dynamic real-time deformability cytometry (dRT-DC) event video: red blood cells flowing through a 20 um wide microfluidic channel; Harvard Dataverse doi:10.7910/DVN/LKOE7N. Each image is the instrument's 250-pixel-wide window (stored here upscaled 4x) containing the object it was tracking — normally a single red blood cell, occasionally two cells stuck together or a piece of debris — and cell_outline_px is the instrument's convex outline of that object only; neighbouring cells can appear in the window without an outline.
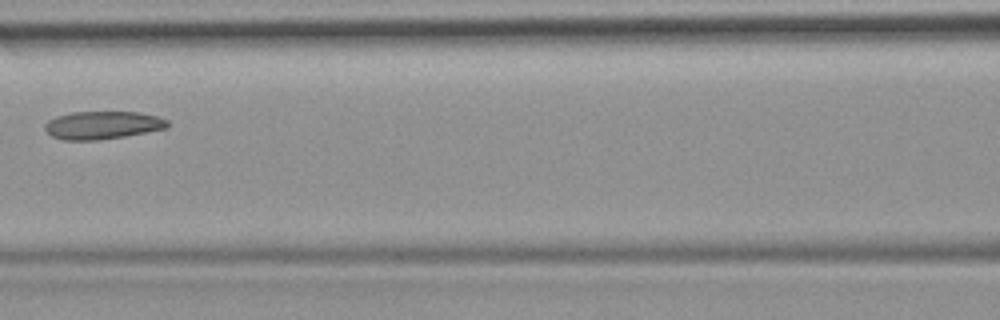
{"species": "common noctule bat (a hibernating species)", "species_latin": "Nyctalus noctula", "temperature_condition": "room temperature", "stored_images_in_passage": 5, "camera_frame_rate_fps": 3000, "um_per_image_px": 0.085, "animal": {"sex": "female", "body_mass_g": 19.9}, "frame": {"image": 1, "passage_image": 5, "time_ms": 4.667, "image_size_px": [1000, 320], "cell_outline_px": [[168, 128], [124, 136], [100, 140], [64, 140], [52, 136], [44, 128], [44, 124], [48, 120], [56, 116], [72, 112], [140, 112], [156, 116], [168, 120]], "centroid_in_image_um": [8.7, 10.63], "position_along_channel_um": 157.9, "area_um2": 19.94}}